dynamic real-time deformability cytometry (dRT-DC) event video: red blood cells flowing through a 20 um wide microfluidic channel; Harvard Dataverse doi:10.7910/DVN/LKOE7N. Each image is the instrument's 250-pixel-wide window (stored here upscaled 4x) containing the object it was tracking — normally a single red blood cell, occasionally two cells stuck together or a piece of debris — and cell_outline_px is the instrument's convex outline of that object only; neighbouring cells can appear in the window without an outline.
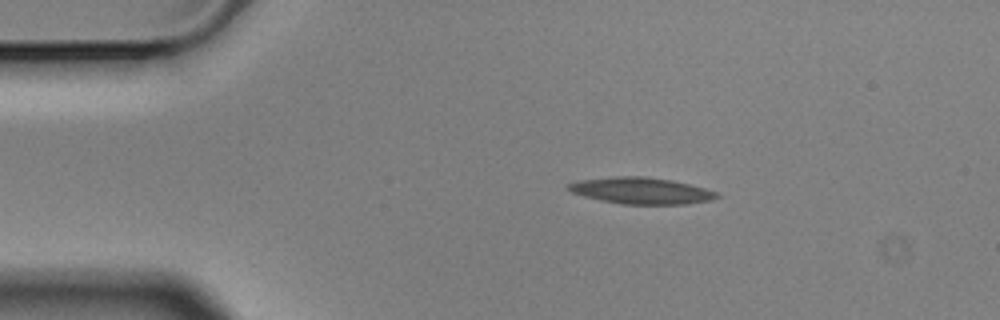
{"species": "Egyptian fruit bat (a non-hibernating species)", "species_latin": "Rousettus aegyptiacus", "temperature_condition": "cold", "stored_images_in_passage": 4, "camera_frame_rate_fps": 3000, "um_per_image_px": 0.085, "animal": {"sex": "male"}, "frame": {"image": 1, "passage_image": 2, "time_ms": 0.333, "image_size_px": [1000, 320], "cell_outline_px": [[720, 196], [712, 200], [684, 204], [620, 204], [600, 200], [584, 196], [572, 192], [568, 188], [568, 184], [576, 180], [616, 176], [644, 176], [672, 180], [704, 188], [716, 192]], "centroid_in_image_um": [54.48, 16.2], "position_along_channel_um": 30.5, "area_um2": 22.83}}
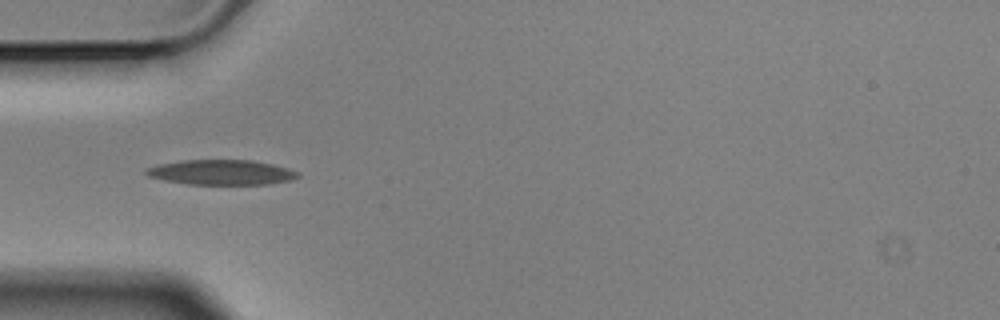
{"frame": {"image": 2, "passage_image": 4, "time_ms": 1.0, "image_size_px": [1000, 320], "cell_outline_px": [[300, 176], [292, 180], [268, 184], [188, 184], [164, 180], [148, 176], [144, 172], [148, 168], [156, 164], [180, 160], [252, 160], [272, 164], [288, 168], [300, 172]], "centroid_in_image_um": [18.83, 14.64], "position_along_channel_um": 66.2, "area_um2": 22.2}}